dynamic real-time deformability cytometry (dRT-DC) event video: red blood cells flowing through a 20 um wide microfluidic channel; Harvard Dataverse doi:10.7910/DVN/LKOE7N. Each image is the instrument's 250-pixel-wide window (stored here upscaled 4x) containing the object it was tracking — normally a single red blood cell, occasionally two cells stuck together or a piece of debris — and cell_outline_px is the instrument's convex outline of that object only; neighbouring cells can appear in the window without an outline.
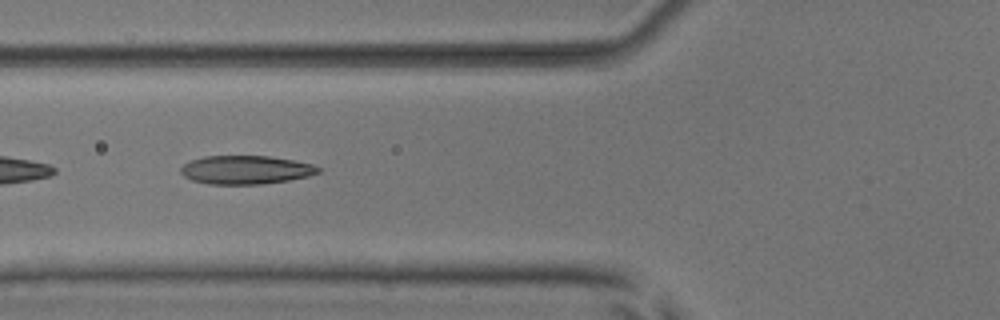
{"species": "common noctule bat (a hibernating species)", "species_latin": "Nyctalus noctula", "temperature_condition": "room temperature", "stored_images_in_passage": 7, "camera_frame_rate_fps": 3000, "um_per_image_px": 0.085, "animal": {"sex": "male", "body_mass_g": 17.9, "forearm_length_mm": 54.2}, "frame": {"image": 1, "passage_image": 5, "time_ms": 4.333, "image_size_px": [1000, 320], "cell_outline_px": [[320, 172], [308, 176], [288, 180], [260, 184], [208, 184], [192, 180], [184, 176], [180, 172], [180, 168], [184, 164], [192, 160], [204, 156], [268, 156], [292, 160], [312, 164], [320, 168]], "centroid_in_image_um": [20.87, 14.43], "position_along_channel_um": 104.9, "area_um2": 22.72}}
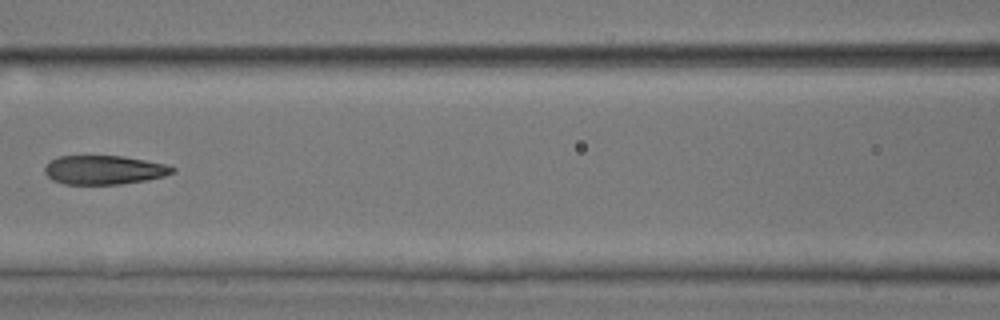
{"frame": {"image": 2, "passage_image": 6, "time_ms": 5.667, "image_size_px": [1000, 320], "cell_outline_px": [[176, 172], [164, 176], [148, 180], [120, 184], [64, 184], [52, 180], [44, 172], [44, 168], [52, 160], [60, 156], [120, 156], [144, 160], [164, 164], [176, 168]], "centroid_in_image_um": [8.86, 14.45], "position_along_channel_um": 157.7, "area_um2": 21.44}}
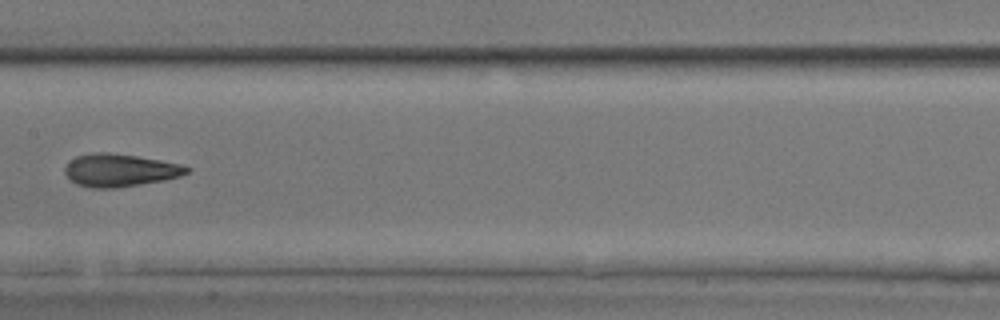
{"frame": {"image": 3, "passage_image": 7, "time_ms": 6.667, "image_size_px": [1000, 320], "cell_outline_px": [[192, 168], [188, 172], [180, 176], [164, 180], [116, 188], [92, 188], [76, 184], [64, 172], [64, 168], [76, 156], [96, 152], [108, 152], [136, 156], [160, 160], [180, 164]], "centroid_in_image_um": [10.2, 14.47], "position_along_channel_um": 197.2, "area_um2": 23.06}}